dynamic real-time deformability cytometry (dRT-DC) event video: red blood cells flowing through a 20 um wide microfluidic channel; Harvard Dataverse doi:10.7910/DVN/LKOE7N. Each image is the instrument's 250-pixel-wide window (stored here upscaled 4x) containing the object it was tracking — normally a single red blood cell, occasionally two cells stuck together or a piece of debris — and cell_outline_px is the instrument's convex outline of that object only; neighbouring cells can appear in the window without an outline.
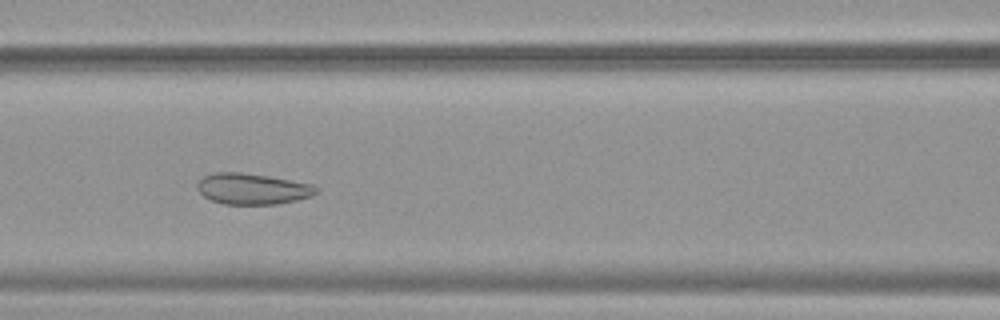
{"species": "common noctule bat (a hibernating species)", "species_latin": "Nyctalus noctula", "temperature_condition": "warm", "stored_images_in_passage": 50, "camera_frame_rate_fps": 3000, "um_per_image_px": 0.085, "animal": {"sex": "female", "body_mass_g": 19.9}, "frame": {"image": 1, "passage_image": 21, "time_ms": 6.667, "image_size_px": [1000, 320], "cell_outline_px": [[320, 192], [312, 196], [296, 200], [276, 204], [224, 204], [212, 200], [204, 196], [196, 188], [196, 184], [204, 176], [212, 172], [240, 172], [268, 176], [312, 184], [320, 188]], "centroid_in_image_um": [21.48, 16.05], "position_along_channel_um": 145.1, "area_um2": 21.56}}
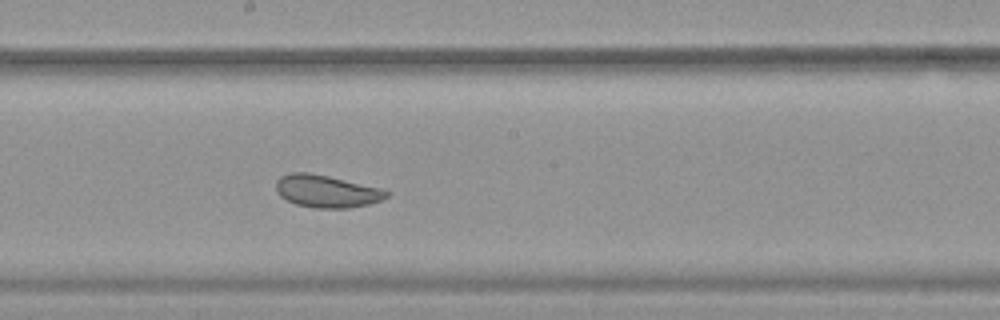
{"frame": {"image": 2, "passage_image": 27, "time_ms": 8.667, "image_size_px": [1000, 320], "cell_outline_px": [[388, 196], [380, 200], [368, 204], [348, 208], [312, 208], [296, 204], [280, 196], [276, 192], [276, 180], [280, 176], [292, 172], [308, 172], [328, 176], [380, 188], [388, 192]], "centroid_in_image_um": [27.71, 16.25], "position_along_channel_um": 220.5, "area_um2": 20.75}}
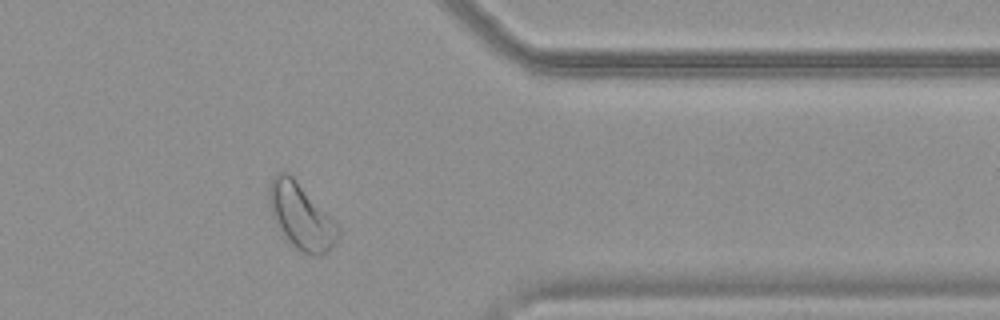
{"frame": {"image": 3, "passage_image": 41, "time_ms": 13.333, "image_size_px": [1000, 320], "cell_outline_px": [[340, 232], [332, 248], [320, 256], [312, 256], [296, 248], [284, 236], [272, 220], [268, 200], [268, 188], [272, 176], [276, 172], [288, 172], [296, 180], [340, 228]], "centroid_in_image_um": [25.54, 18.38], "position_along_channel_um": 385.9, "area_um2": 26.24}, "authors_computed_cell_mechanics": {"area_um2": 26.1545, "velocity_mm_per_s": 3.7959, "shape_relaxation_time_tau1_ms": 5.4665, "shape_relaxation_time_tau2_ms": 3.358, "deformation_change_tau1": 0.0656, "deformation_change_tau2": 0.0722}}